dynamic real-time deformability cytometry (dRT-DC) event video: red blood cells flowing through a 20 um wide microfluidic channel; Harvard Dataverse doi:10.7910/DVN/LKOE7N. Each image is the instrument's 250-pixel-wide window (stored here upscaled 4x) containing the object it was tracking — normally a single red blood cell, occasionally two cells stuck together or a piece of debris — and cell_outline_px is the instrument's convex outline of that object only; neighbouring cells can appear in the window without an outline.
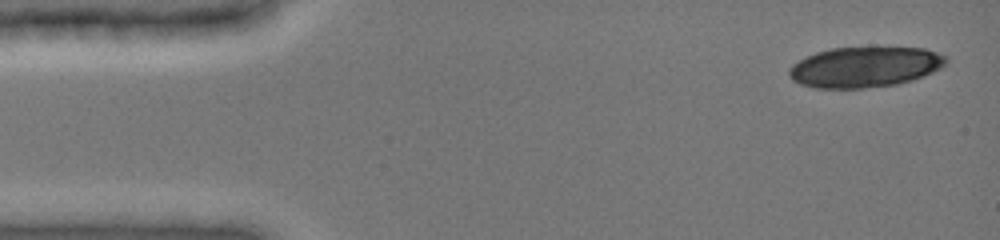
{"species": "common noctule bat (a hibernating species)", "species_latin": "Nyctalus noctula", "temperature_condition": "cold", "stored_images_in_passage": 99, "segment_of_instrument_passage": [1, 2], "camera_frame_rate_fps": 3000, "um_per_image_px": 0.085, "animal": {"sex": "female", "body_mass_g": 19.0, "forearm_length_mm": 51.5}, "frame": {"image": 1, "passage_image": 1, "time_ms": 0.0, "image_size_px": [1000, 240], "cell_outline_px": [[948, 60], [940, 68], [924, 76], [912, 80], [896, 84], [864, 88], [816, 88], [800, 84], [792, 80], [788, 76], [788, 68], [792, 64], [816, 52], [832, 48], [924, 48], [948, 56]], "centroid_in_image_um": [73.49, 5.7], "position_along_channel_um": 11.5, "area_um2": 36.93}}